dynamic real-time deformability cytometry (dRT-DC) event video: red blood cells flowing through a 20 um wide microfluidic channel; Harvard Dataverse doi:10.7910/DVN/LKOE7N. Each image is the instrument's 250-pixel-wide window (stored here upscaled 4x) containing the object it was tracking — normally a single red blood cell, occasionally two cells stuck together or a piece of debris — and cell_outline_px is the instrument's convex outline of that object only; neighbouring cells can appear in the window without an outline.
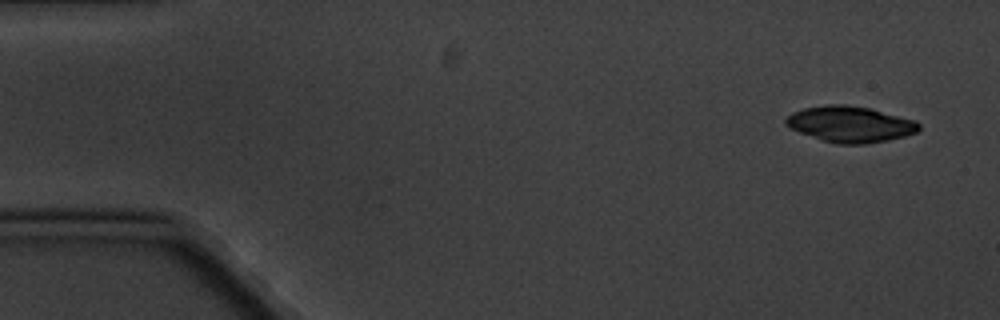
{"species": "common noctule bat (a hibernating species)", "species_latin": "Nyctalus noctula", "temperature_condition": "cold", "stored_images_in_passage": 7, "camera_frame_rate_fps": 3000, "um_per_image_px": 0.085, "animal": {"sex": "male", "body_mass_g": 20.1, "forearm_length_mm": 53.5}, "frame": {"image": 1, "passage_image": 1, "time_ms": 0.0, "image_size_px": [1000, 320], "cell_outline_px": [[920, 128], [916, 132], [904, 136], [888, 140], [864, 144], [840, 144], [824, 140], [800, 132], [784, 124], [784, 120], [792, 112], [804, 108], [828, 104], [848, 104], [872, 108], [916, 120], [920, 124]], "centroid_in_image_um": [72.29, 10.54], "position_along_channel_um": 12.7, "area_um2": 27.92}}
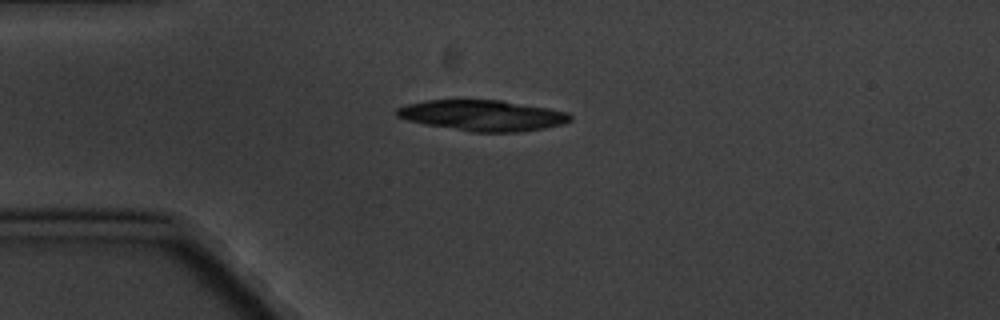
{"frame": {"image": 2, "passage_image": 4, "time_ms": 3.667, "image_size_px": [1000, 320], "cell_outline_px": [[572, 120], [560, 124], [544, 128], [520, 132], [472, 132], [424, 124], [408, 120], [396, 116], [396, 108], [408, 104], [428, 100], [500, 100], [548, 108], [568, 112], [572, 116]], "centroid_in_image_um": [41.02, 9.81], "position_along_channel_um": 44.0, "area_um2": 30.98}}